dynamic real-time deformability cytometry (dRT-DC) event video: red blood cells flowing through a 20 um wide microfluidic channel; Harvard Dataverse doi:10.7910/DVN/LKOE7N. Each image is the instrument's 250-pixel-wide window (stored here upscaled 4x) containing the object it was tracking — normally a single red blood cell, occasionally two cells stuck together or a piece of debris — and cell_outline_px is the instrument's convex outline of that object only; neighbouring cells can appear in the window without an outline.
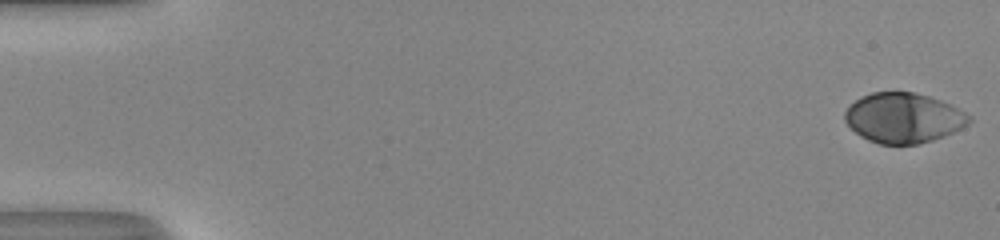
{"species": "human", "species_latin": "Homo sapiens", "temperature_condition": "room temperature", "stored_images_in_passage": 52, "camera_frame_rate_fps": 3000, "um_per_image_px": 0.085, "donor": {"sex": "male"}, "frame": {"image": 1, "passage_image": 1, "time_ms": 0.0, "image_size_px": [1000, 240], "cell_outline_px": [[972, 120], [968, 124], [944, 136], [932, 140], [916, 144], [880, 144], [868, 140], [860, 136], [844, 120], [844, 112], [860, 96], [872, 92], [916, 92], [940, 100], [972, 116]], "centroid_in_image_um": [76.78, 10.02], "position_along_channel_um": 8.2, "area_um2": 35.95}}
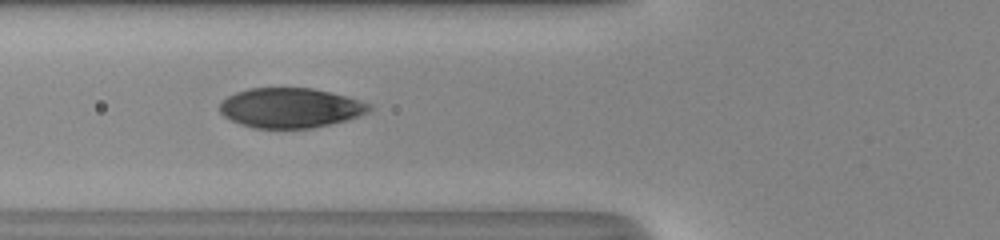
{"frame": {"image": 2, "passage_image": 21, "time_ms": 6.667, "image_size_px": [1000, 240], "cell_outline_px": [[372, 108], [368, 112], [360, 116], [348, 120], [312, 128], [252, 128], [240, 124], [224, 116], [220, 112], [220, 104], [228, 96], [236, 92], [248, 88], [312, 88], [332, 92], [348, 96], [372, 104]], "centroid_in_image_um": [24.72, 9.17], "position_along_channel_um": 101.1, "area_um2": 34.91}}
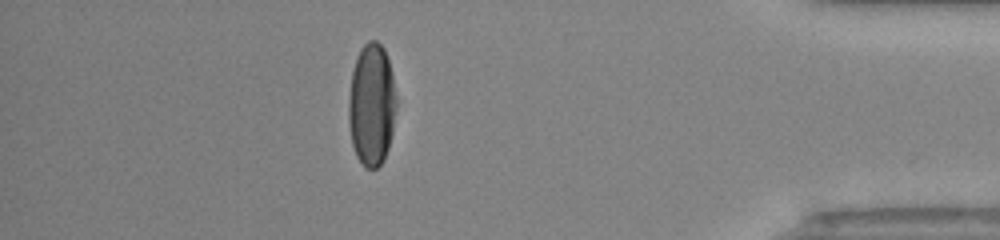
{"frame": {"image": 3, "passage_image": 46, "time_ms": 15.0, "image_size_px": [1000, 240], "cell_outline_px": [[396, 108], [392, 132], [388, 148], [384, 160], [376, 168], [364, 168], [356, 156], [352, 144], [348, 120], [348, 96], [352, 72], [356, 56], [360, 48], [368, 40], [376, 40], [384, 48], [392, 72], [396, 96]], "centroid_in_image_um": [31.58, 8.89], "position_along_channel_um": 403.6, "area_um2": 34.45}, "authors_computed_cell_mechanics": {"area_um2": 36.2117, "velocity_mm_per_s": 4.111, "shape_relaxation_time_tau1_ms": 3.2986, "shape_relaxation_time_tau2_ms": null, "deformation_change_tau1": 0.2056, "deformation_change_tau2": null}}